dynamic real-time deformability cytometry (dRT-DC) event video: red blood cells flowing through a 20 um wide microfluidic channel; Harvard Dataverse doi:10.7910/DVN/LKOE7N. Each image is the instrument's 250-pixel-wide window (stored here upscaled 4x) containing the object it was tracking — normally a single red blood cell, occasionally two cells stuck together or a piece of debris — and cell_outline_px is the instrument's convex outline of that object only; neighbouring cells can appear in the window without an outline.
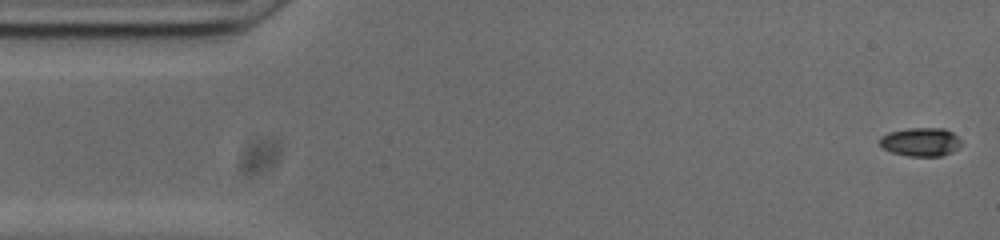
{"species": "common noctule bat (a hibernating species)", "species_latin": "Nyctalus noctula", "temperature_condition": "cold", "stored_images_in_passage": 53, "camera_frame_rate_fps": 3000, "um_per_image_px": 0.085, "animal": {"sex": "male", "body_mass_g": 20.0, "forearm_length_mm": 53.3}, "frame": {"image": 1, "passage_image": 1, "time_ms": 0.0, "image_size_px": [1000, 240], "cell_outline_px": [[964, 144], [960, 148], [952, 152], [940, 156], [908, 156], [892, 152], [884, 148], [880, 144], [880, 136], [888, 132], [908, 128], [944, 128], [960, 136], [964, 140]], "centroid_in_image_um": [78.34, 12.05], "position_along_channel_um": 6.7, "area_um2": 13.93}}
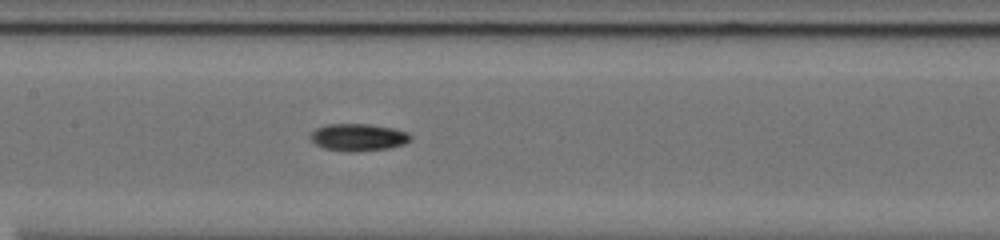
{"frame": {"image": 2, "passage_image": 24, "time_ms": 7.667, "image_size_px": [1000, 240], "cell_outline_px": [[412, 140], [404, 144], [388, 148], [356, 152], [348, 152], [324, 148], [316, 144], [308, 136], [316, 128], [324, 124], [368, 124], [392, 128], [408, 132], [412, 136]], "centroid_in_image_um": [30.45, 11.67], "position_along_channel_um": 176.9, "area_um2": 16.01}}
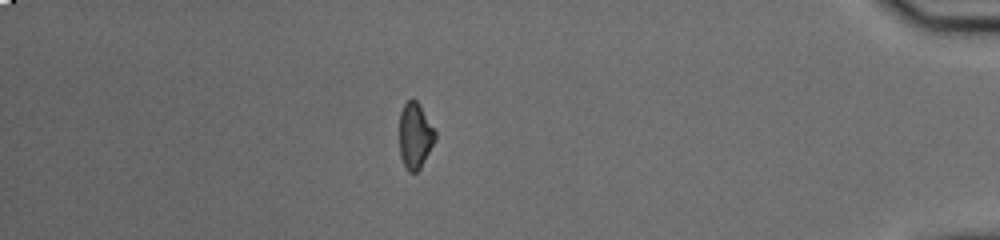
{"frame": {"image": 3, "passage_image": 46, "time_ms": 15.0, "image_size_px": [1000, 240], "cell_outline_px": [[436, 140], [420, 168], [416, 172], [408, 172], [400, 156], [400, 112], [404, 104], [412, 96], [420, 104], [436, 132]], "centroid_in_image_um": [35.29, 11.5], "position_along_channel_um": 399.9, "area_um2": 13.81}}